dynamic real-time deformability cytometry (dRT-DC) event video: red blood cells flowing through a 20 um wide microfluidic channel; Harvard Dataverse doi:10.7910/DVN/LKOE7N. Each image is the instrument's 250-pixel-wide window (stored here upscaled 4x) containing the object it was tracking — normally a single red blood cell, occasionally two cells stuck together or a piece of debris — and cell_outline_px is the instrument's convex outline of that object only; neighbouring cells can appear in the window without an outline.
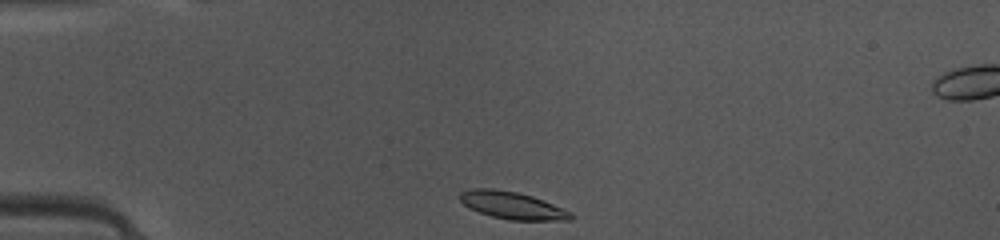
{"species": "common noctule bat (a hibernating species)", "species_latin": "Nyctalus noctula", "temperature_condition": "warm", "stored_images_in_passage": 37, "camera_frame_rate_fps": 3000, "um_per_image_px": 0.085, "animal": {"sex": "female", "body_mass_g": 10.0, "forearm_length_mm": 53.1}, "frame": {"image": 1, "passage_image": 1, "time_ms": 0.0, "image_size_px": [1000, 240], "cell_outline_px": [[572, 216], [568, 220], [508, 220], [492, 216], [468, 208], [460, 200], [460, 192], [472, 188], [492, 188], [516, 192], [532, 196], [544, 200], [572, 212]], "centroid_in_image_um": [43.52, 17.45], "position_along_channel_um": 41.5, "area_um2": 17.57}}
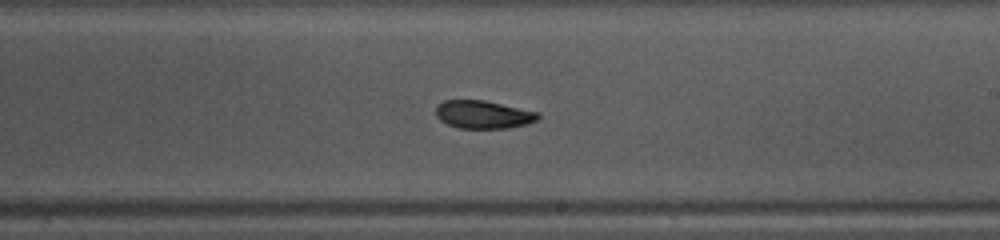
{"frame": {"image": 2, "passage_image": 18, "time_ms": 5.667, "image_size_px": [1000, 240], "cell_outline_px": [[540, 116], [536, 120], [528, 124], [508, 128], [460, 128], [448, 124], [440, 120], [436, 116], [436, 104], [444, 100], [484, 100], [540, 112]], "centroid_in_image_um": [41.08, 9.73], "position_along_channel_um": 247.9, "area_um2": 16.76}}
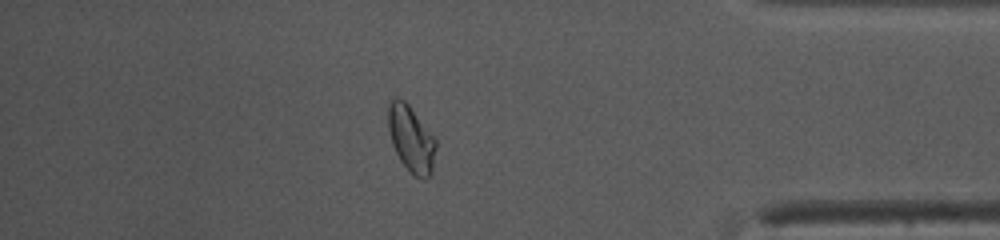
{"frame": {"image": 3, "passage_image": 31, "time_ms": 10.0, "image_size_px": [1000, 240], "cell_outline_px": [[436, 148], [432, 172], [428, 176], [412, 176], [400, 160], [392, 144], [388, 128], [388, 104], [392, 100], [404, 100], [408, 104], [436, 140]], "centroid_in_image_um": [34.94, 11.82], "position_along_channel_um": 400.3, "area_um2": 18.03}, "authors_computed_cell_mechanics": {"area_um2": 17.2822, "velocity_mm_per_s": 4.1447, "shape_relaxation_time_tau1_ms": 3.4853, "shape_relaxation_time_tau2_ms": 2.2972, "deformation_change_tau1": 0.1102, "deformation_change_tau2": 0.0732}}